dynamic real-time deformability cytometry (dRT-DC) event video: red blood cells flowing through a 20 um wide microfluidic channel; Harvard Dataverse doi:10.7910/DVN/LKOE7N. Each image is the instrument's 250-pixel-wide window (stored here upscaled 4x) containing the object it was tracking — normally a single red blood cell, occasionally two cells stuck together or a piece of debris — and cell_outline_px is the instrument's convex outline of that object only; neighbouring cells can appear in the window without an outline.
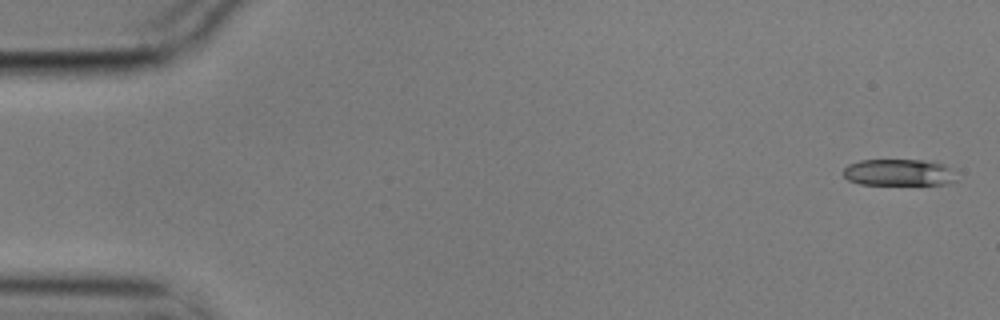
{"species": "common noctule bat (a hibernating species)", "species_latin": "Nyctalus noctula", "temperature_condition": "cold", "stored_images_in_passage": 6, "segment_of_instrument_passage": [1, 2], "camera_frame_rate_fps": 3000, "um_per_image_px": 0.085, "animal": {"sex": "male", "body_mass_g": 17.9}, "frame": {"image": 1, "passage_image": 1, "time_ms": 0.0, "image_size_px": [1000, 320], "cell_outline_px": [[956, 180], [948, 184], [860, 184], [848, 180], [844, 176], [844, 168], [848, 164], [860, 160], [924, 160], [944, 164], [948, 168]], "centroid_in_image_um": [76.34, 14.65], "position_along_channel_um": 8.7, "area_um2": 17.34}}